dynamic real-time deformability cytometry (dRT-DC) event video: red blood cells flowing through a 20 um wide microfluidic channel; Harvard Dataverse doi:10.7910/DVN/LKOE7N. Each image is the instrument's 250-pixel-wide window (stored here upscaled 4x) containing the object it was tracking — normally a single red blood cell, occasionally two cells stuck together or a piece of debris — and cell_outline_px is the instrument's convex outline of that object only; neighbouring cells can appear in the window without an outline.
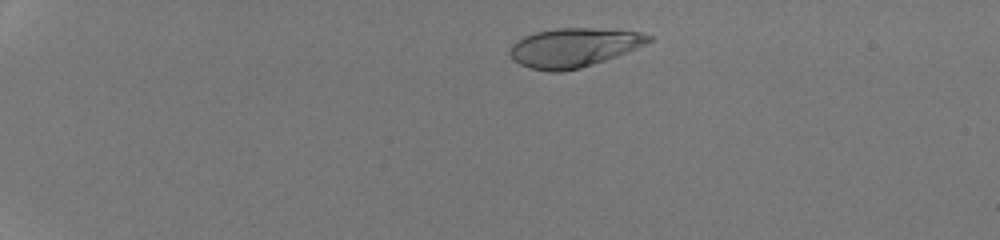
{"species": "human", "species_latin": "Homo sapiens", "temperature_condition": "room temperature", "stored_images_in_passage": 44, "camera_frame_rate_fps": 3000, "um_per_image_px": 0.085, "donor": {"sex": "male"}, "frame": {"image": 1, "passage_image": 5, "time_ms": 1.333, "image_size_px": [1000, 240], "cell_outline_px": [[652, 40], [628, 52], [580, 68], [560, 72], [548, 72], [532, 68], [520, 64], [512, 60], [508, 52], [512, 44], [516, 40], [524, 36], [536, 32], [556, 28], [592, 28], [640, 32], [652, 36]], "centroid_in_image_um": [48.72, 4.04], "position_along_channel_um": 36.3, "area_um2": 31.44}}
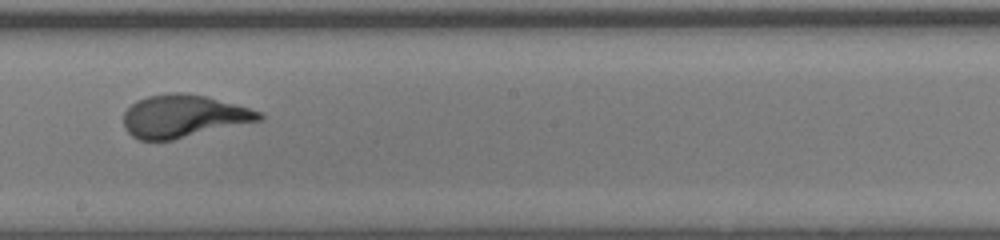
{"frame": {"image": 2, "passage_image": 26, "time_ms": 8.333, "image_size_px": [1000, 240], "cell_outline_px": [[264, 120], [172, 140], [140, 140], [132, 136], [124, 128], [124, 112], [136, 100], [148, 96], [172, 92], [184, 92], [204, 96], [264, 112]], "centroid_in_image_um": [15.61, 9.88], "position_along_channel_um": 232.6, "area_um2": 33.76}}
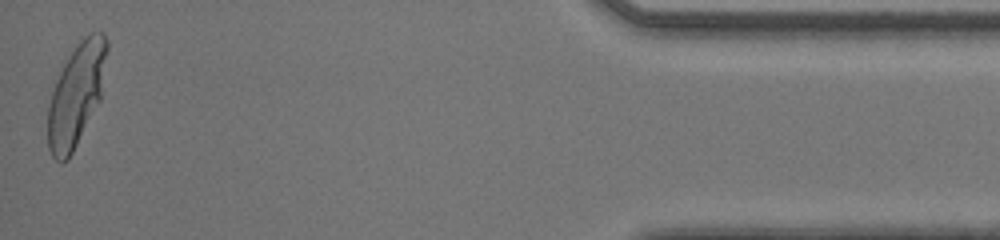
{"frame": {"image": 3, "passage_image": 44, "time_ms": 14.333, "image_size_px": [1000, 240], "cell_outline_px": [[108, 48], [100, 100], [68, 160], [60, 164], [52, 156], [48, 148], [48, 104], [56, 80], [68, 56], [76, 44], [84, 36], [92, 32], [104, 32], [108, 40]], "centroid_in_image_um": [6.49, 8.03], "position_along_channel_um": 428.7, "area_um2": 35.14}, "authors_computed_cell_mechanics": {"area_um2": 33.2061, "velocity_mm_per_s": 4.277, "shape_relaxation_time_tau1_ms": 3.2338, "shape_relaxation_time_tau2_ms": null, "deformation_change_tau1": 0.2225, "deformation_change_tau2": null}}